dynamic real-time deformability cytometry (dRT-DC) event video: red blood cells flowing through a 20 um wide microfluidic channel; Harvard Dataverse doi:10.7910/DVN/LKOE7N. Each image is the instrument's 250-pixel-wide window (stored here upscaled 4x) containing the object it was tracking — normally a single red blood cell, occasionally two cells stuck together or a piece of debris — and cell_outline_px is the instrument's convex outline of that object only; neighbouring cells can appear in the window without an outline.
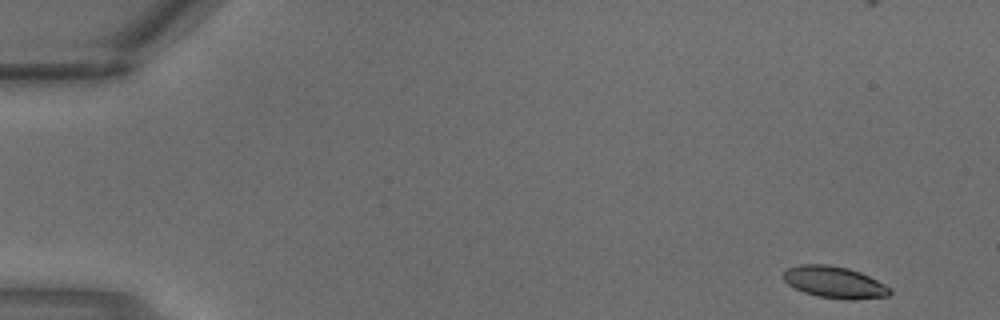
{"species": "common noctule bat (a hibernating species)", "species_latin": "Nyctalus noctula", "temperature_condition": "warm", "stored_images_in_passage": 3, "camera_frame_rate_fps": 3000, "um_per_image_px": 0.085, "animal": {"sex": "male", "body_mass_g": 18.8}, "frame": {"image": 1, "passage_image": 1, "time_ms": 0.0, "image_size_px": [1000, 320], "cell_outline_px": [[892, 292], [888, 296], [852, 300], [848, 300], [816, 296], [804, 292], [788, 284], [784, 280], [784, 268], [800, 264], [828, 264], [848, 268], [860, 272], [884, 284]], "centroid_in_image_um": [70.9, 23.98], "position_along_channel_um": 14.1, "area_um2": 19.65}}
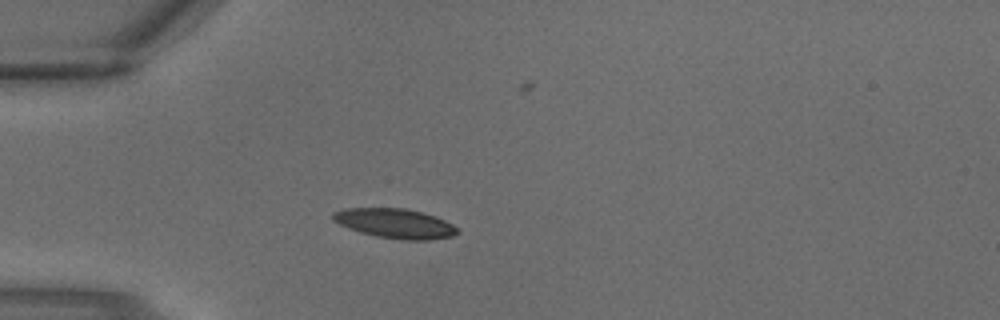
{"frame": {"image": 2, "passage_image": 3, "time_ms": 0.667, "image_size_px": [1000, 320], "cell_outline_px": [[460, 232], [452, 236], [432, 240], [404, 240], [376, 236], [360, 232], [348, 228], [332, 220], [332, 212], [344, 208], [404, 208], [436, 216], [452, 224]], "centroid_in_image_um": [33.57, 18.99], "position_along_channel_um": 51.4, "area_um2": 21.5}}